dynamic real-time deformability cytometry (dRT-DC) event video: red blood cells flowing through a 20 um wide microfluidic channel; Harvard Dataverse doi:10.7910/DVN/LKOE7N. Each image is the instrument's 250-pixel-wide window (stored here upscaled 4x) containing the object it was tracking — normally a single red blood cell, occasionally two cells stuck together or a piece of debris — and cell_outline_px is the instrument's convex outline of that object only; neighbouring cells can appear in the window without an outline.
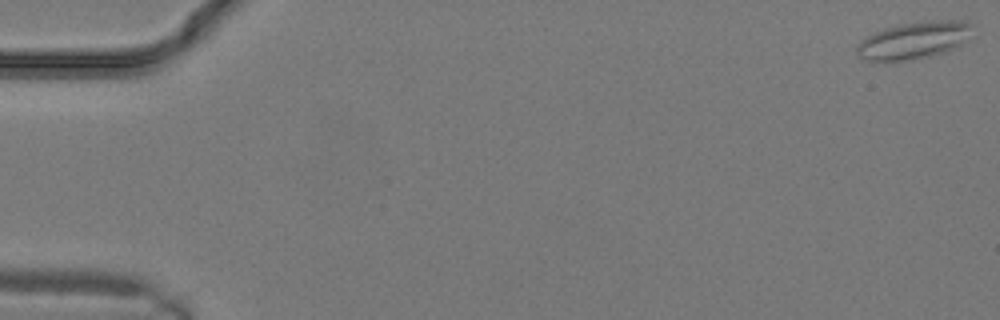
{"species": "common noctule bat (a hibernating species)", "species_latin": "Nyctalus noctula", "temperature_condition": "warm", "stored_images_in_passage": 6, "camera_frame_rate_fps": 3000, "um_per_image_px": 0.085, "animal": {"sex": "male", "body_mass_g": 19.2, "forearm_length_mm": 51.8}, "frame": {"image": 1, "passage_image": 1, "time_ms": 0.0, "image_size_px": [1000, 320], "cell_outline_px": [[972, 24], [960, 44], [944, 52], [912, 60], [864, 60], [856, 52], [856, 48], [868, 36], [884, 28], [900, 24], [928, 20], [964, 20]], "centroid_in_image_um": [77.65, 3.41], "position_along_channel_um": 7.4, "area_um2": 24.22}}